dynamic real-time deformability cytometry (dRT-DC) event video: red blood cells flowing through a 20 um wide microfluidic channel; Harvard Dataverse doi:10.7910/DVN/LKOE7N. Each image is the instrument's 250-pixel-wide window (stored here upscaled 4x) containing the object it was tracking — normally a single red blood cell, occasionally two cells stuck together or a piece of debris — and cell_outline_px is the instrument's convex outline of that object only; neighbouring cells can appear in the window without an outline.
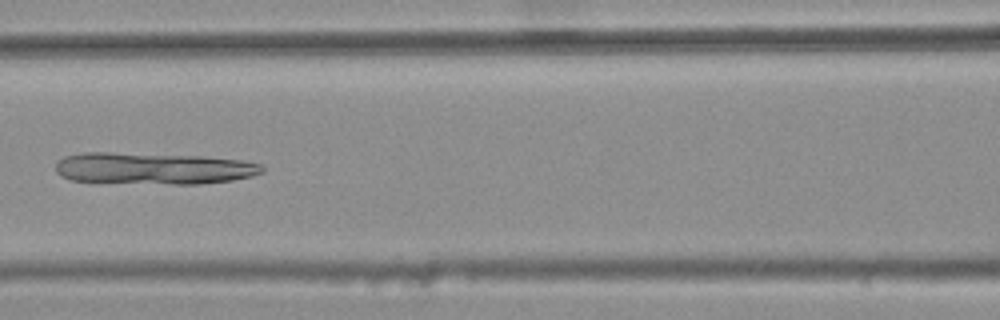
{"species": "common noctule bat (a hibernating species)", "species_latin": "Nyctalus noctula", "temperature_condition": "warm", "stored_images_in_passage": 5, "camera_frame_rate_fps": 3000, "um_per_image_px": 0.085, "animal": {"sex": "female", "body_mass_g": 25.1}, "frame": {"image": 1, "passage_image": 4, "time_ms": 1.0, "image_size_px": [1000, 320], "cell_outline_px": [[264, 172], [252, 176], [232, 180], [200, 184], [172, 184], [68, 180], [60, 176], [56, 172], [56, 160], [64, 156], [84, 152], [108, 152], [204, 156], [244, 160], [260, 164], [264, 168]], "centroid_in_image_um": [13.03, 14.3], "position_along_channel_um": 153.6, "area_um2": 38.44}}
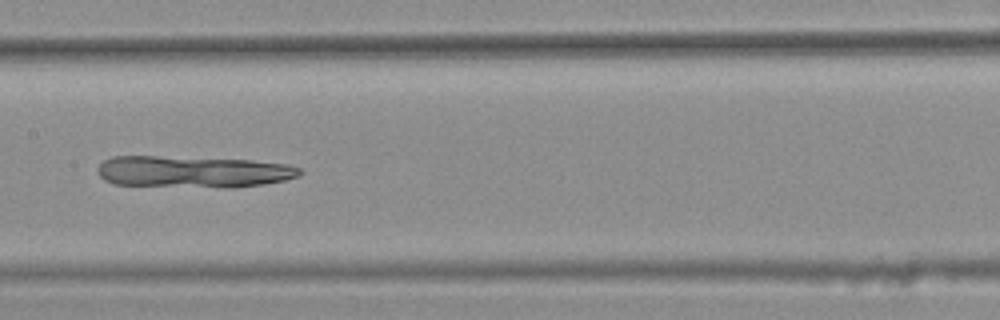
{"frame": {"image": 2, "passage_image": 5, "time_ms": 1.333, "image_size_px": [1000, 320], "cell_outline_px": [[304, 172], [296, 176], [284, 180], [264, 184], [236, 188], [220, 188], [112, 184], [104, 180], [96, 172], [96, 168], [104, 160], [112, 156], [156, 156], [252, 160], [288, 164], [300, 168]], "centroid_in_image_um": [16.39, 14.6], "position_along_channel_um": 191.0, "area_um2": 37.74}}